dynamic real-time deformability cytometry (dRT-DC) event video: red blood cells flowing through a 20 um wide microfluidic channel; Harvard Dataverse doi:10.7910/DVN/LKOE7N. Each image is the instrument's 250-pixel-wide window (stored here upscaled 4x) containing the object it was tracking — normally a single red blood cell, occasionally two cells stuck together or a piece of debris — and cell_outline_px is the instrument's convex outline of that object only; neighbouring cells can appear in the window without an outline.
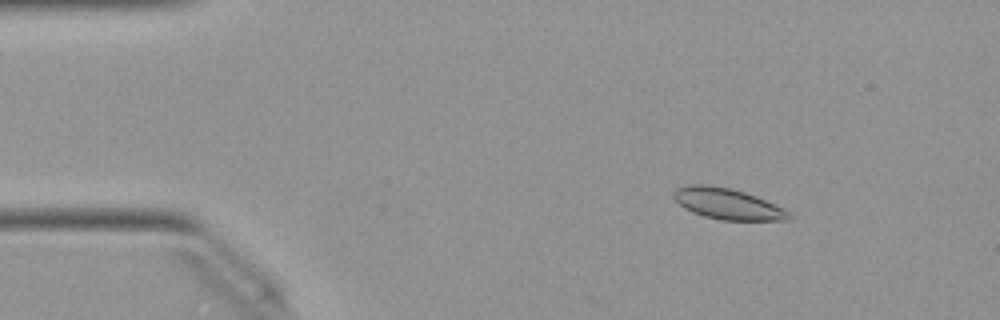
{"species": "Egyptian fruit bat (a non-hibernating species)", "species_latin": "Rousettus aegyptiacus", "temperature_condition": "warm", "stored_images_in_passage": 15, "camera_frame_rate_fps": 3000, "um_per_image_px": 0.085, "animal": {"sex": "female"}, "frame": {"image": 1, "passage_image": 7, "time_ms": 2.0, "image_size_px": [1000, 320], "cell_outline_px": [[792, 216], [788, 220], [720, 220], [704, 216], [692, 212], [684, 208], [672, 196], [672, 192], [676, 188], [688, 184], [708, 184], [732, 188], [756, 196], [784, 208], [792, 212]], "centroid_in_image_um": [61.84, 17.31], "position_along_channel_um": 23.2, "area_um2": 21.04}}
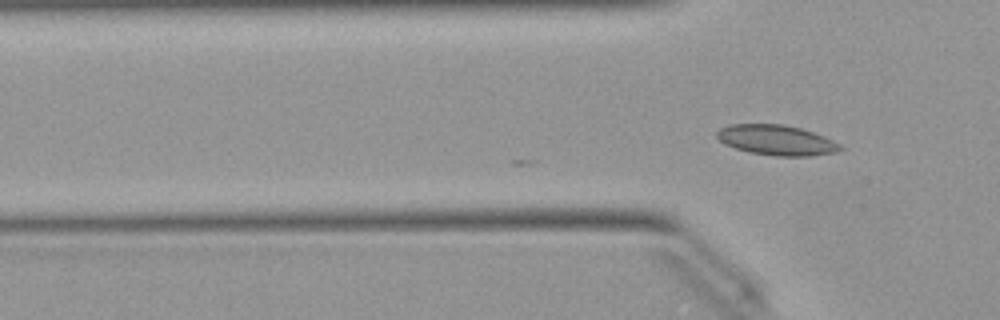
{"frame": {"image": 2, "passage_image": 15, "time_ms": 4.667, "image_size_px": [1000, 320], "cell_outline_px": [[844, 148], [836, 152], [812, 156], [776, 156], [748, 152], [724, 144], [716, 136], [716, 132], [720, 128], [728, 124], [784, 124], [800, 128], [824, 136], [840, 144]], "centroid_in_image_um": [65.99, 11.91], "position_along_channel_um": 59.8, "area_um2": 21.79}}